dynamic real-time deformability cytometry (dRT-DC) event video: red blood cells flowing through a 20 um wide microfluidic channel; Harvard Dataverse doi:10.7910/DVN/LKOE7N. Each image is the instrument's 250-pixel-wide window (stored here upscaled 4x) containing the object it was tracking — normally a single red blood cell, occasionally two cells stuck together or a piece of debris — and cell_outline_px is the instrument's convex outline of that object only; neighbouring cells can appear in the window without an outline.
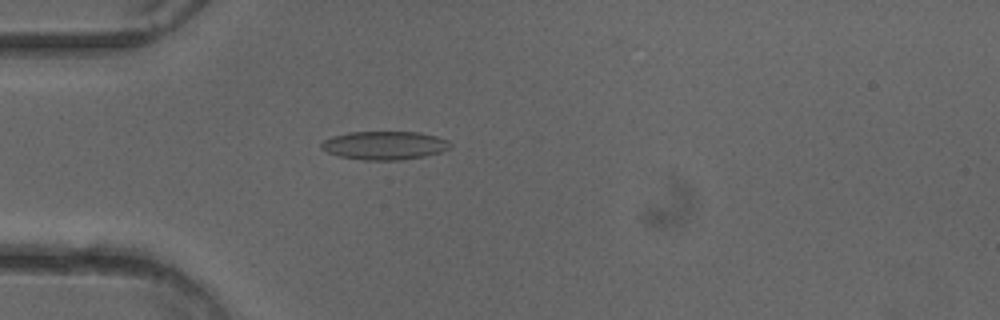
{"species": "common noctule bat (a hibernating species)", "species_latin": "Nyctalus noctula", "temperature_condition": "cold", "stored_images_in_passage": 41, "camera_frame_rate_fps": 3000, "um_per_image_px": 0.085, "animal": {"sex": "female"}, "frame": {"image": 1, "passage_image": 10, "time_ms": 3.0, "image_size_px": [1000, 320], "cell_outline_px": [[452, 144], [448, 148], [440, 152], [424, 156], [400, 160], [364, 160], [340, 156], [328, 152], [320, 148], [320, 144], [324, 140], [332, 136], [348, 132], [420, 132], [436, 136], [448, 140]], "centroid_in_image_um": [32.67, 12.35], "position_along_channel_um": 52.3, "area_um2": 21.33}}
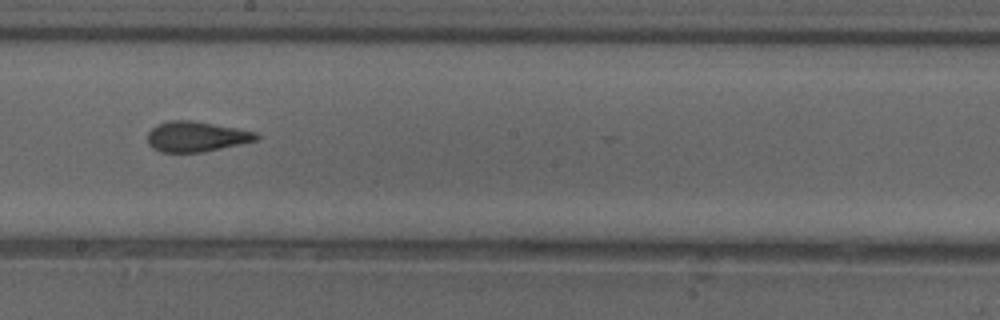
{"frame": {"image": 2, "passage_image": 24, "time_ms": 7.667, "image_size_px": [1000, 320], "cell_outline_px": [[260, 136], [256, 140], [204, 152], [160, 152], [152, 148], [148, 144], [148, 132], [156, 124], [168, 120], [192, 120], [236, 128], [256, 132]], "centroid_in_image_um": [16.64, 11.6], "position_along_channel_um": 231.6, "area_um2": 19.19}}
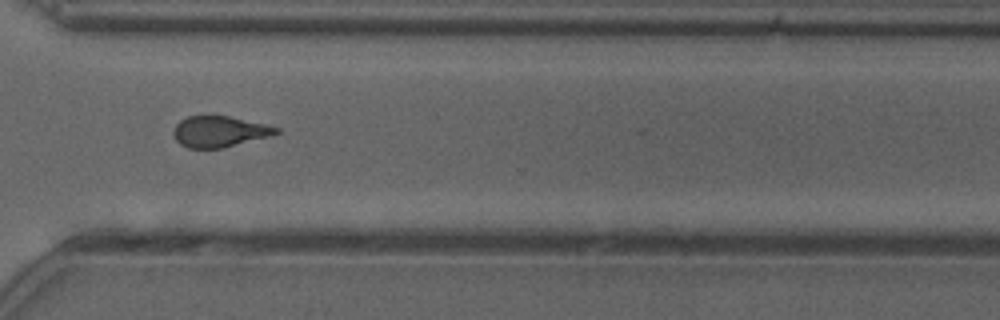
{"frame": {"image": 3, "passage_image": 33, "time_ms": 10.667, "image_size_px": [1000, 320], "cell_outline_px": [[280, 132], [272, 136], [224, 148], [188, 148], [180, 144], [176, 140], [172, 132], [176, 124], [180, 120], [188, 116], [204, 112], [208, 112], [228, 116], [264, 124], [280, 128]], "centroid_in_image_um": [18.62, 11.15], "position_along_channel_um": 352.0, "area_um2": 19.25}, "authors_computed_cell_mechanics": {"area_um2": 19.5364, "velocity_mm_per_s": 4.0277, "shape_relaxation_time_tau1_ms": 5.1385, "shape_relaxation_time_tau2_ms": 1.6467, "deformation_change_tau1": 0.1423, "deformation_change_tau2": 0.082}}